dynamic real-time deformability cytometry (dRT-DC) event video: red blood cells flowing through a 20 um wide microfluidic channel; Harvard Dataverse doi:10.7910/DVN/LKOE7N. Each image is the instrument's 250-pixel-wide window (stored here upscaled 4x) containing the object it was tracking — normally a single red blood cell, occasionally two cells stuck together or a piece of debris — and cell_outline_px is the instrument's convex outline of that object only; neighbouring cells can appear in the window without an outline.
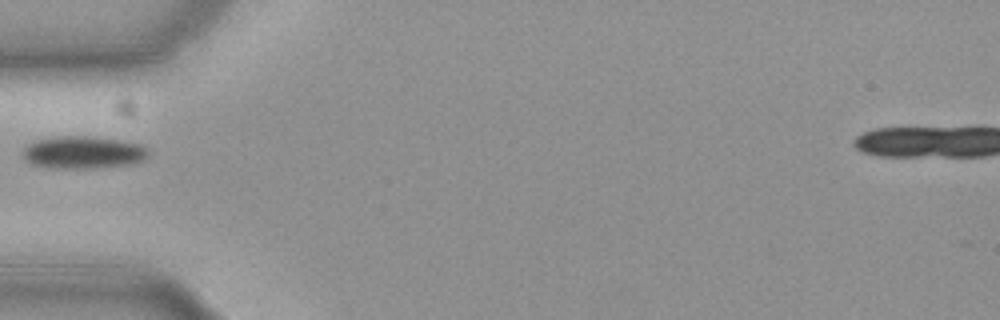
{"species": "common noctule bat (a hibernating species)", "species_latin": "Nyctalus noctula", "temperature_condition": "cold", "stored_images_in_passage": 34, "camera_frame_rate_fps": 3000, "um_per_image_px": 0.085, "animal": {"sex": "female", "body_mass_g": 19.3, "forearm_length_mm": 54.1}, "frame": {"image": 1, "passage_image": 1, "time_ms": 0.0, "image_size_px": [1000, 320], "cell_outline_px": [[148, 156], [144, 160], [132, 164], [88, 168], [64, 168], [32, 164], [20, 156], [24, 148], [28, 144], [36, 140], [56, 136], [88, 136], [120, 140], [140, 144], [148, 152]], "centroid_in_image_um": [7.05, 12.94], "position_along_channel_um": 78.0, "area_um2": 23.58}}
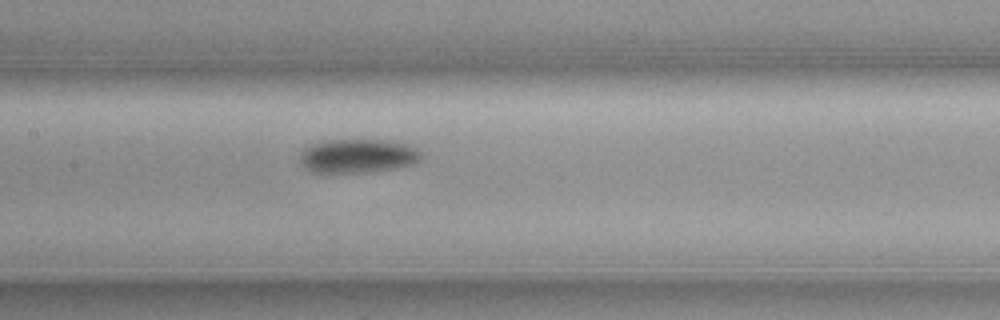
{"frame": {"image": 2, "passage_image": 9, "time_ms": 2.667, "image_size_px": [1000, 320], "cell_outline_px": [[420, 160], [412, 164], [392, 168], [352, 172], [312, 172], [300, 160], [300, 156], [304, 148], [312, 144], [328, 140], [388, 140], [408, 144], [416, 148], [420, 152]], "centroid_in_image_um": [30.42, 13.23], "position_along_channel_um": 177.0, "area_um2": 23.35}}
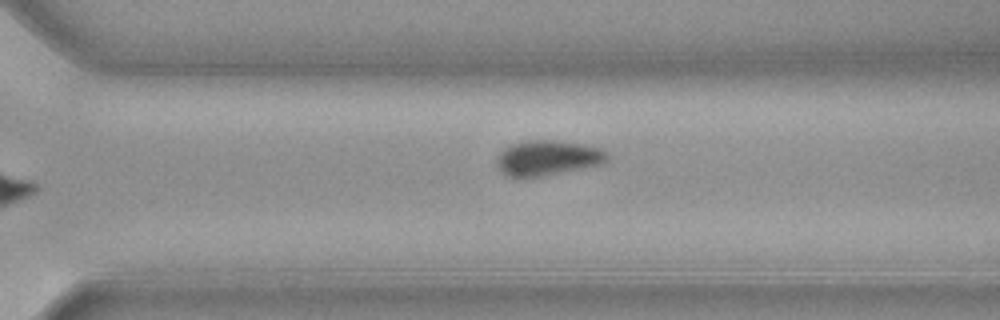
{"frame": {"image": 3, "passage_image": 21, "time_ms": 6.667, "image_size_px": [1000, 320], "cell_outline_px": [[608, 160], [604, 164], [540, 176], [508, 176], [496, 164], [496, 156], [504, 148], [512, 144], [524, 140], [552, 140], [584, 144], [600, 148], [608, 152]], "centroid_in_image_um": [46.58, 13.4], "position_along_channel_um": 324.0, "area_um2": 22.48}}